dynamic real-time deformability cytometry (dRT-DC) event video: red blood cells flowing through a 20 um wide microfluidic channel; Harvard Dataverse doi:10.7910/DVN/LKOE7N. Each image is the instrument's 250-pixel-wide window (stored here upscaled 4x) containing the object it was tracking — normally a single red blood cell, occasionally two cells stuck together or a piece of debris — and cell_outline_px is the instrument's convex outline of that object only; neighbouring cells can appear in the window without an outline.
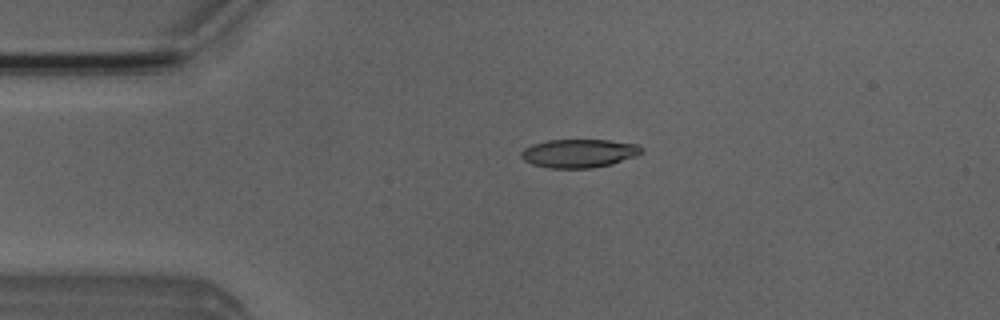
{"species": "Egyptian fruit bat (a non-hibernating species)", "species_latin": "Rousettus aegyptiacus", "temperature_condition": "room temperature", "stored_images_in_passage": 4, "camera_frame_rate_fps": 3000, "um_per_image_px": 0.085, "animal": {"sex": "male"}, "frame": {"image": 1, "passage_image": 4, "time_ms": 3.333, "image_size_px": [1000, 320], "cell_outline_px": [[644, 152], [636, 156], [612, 164], [592, 168], [548, 168], [532, 164], [524, 160], [520, 156], [520, 152], [524, 148], [532, 144], [548, 140], [608, 140], [640, 144], [644, 148]], "centroid_in_image_um": [49.24, 13.03], "position_along_channel_um": 35.8, "area_um2": 20.23}}